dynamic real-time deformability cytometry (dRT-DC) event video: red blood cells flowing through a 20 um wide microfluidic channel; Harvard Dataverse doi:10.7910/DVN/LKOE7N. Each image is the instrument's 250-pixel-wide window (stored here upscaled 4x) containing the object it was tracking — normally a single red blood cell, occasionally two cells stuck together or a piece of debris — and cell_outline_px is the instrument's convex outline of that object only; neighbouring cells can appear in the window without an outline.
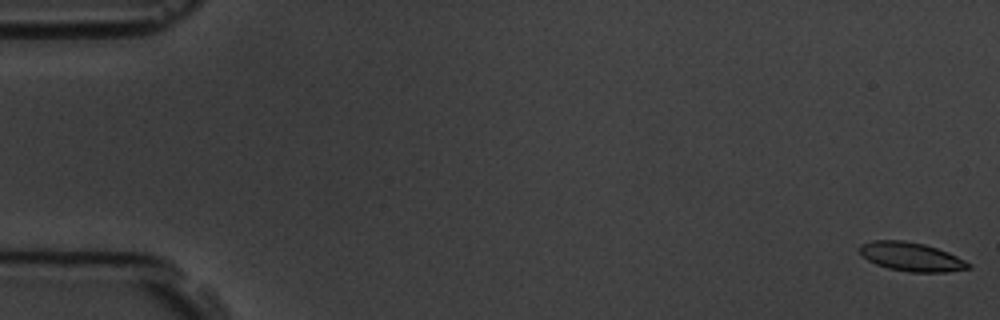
{"species": "common noctule bat (a hibernating species)", "species_latin": "Nyctalus noctula", "temperature_condition": "room temperature", "stored_images_in_passage": 6, "camera_frame_rate_fps": 3000, "um_per_image_px": 0.085, "animal": {"sex": "male", "body_mass_g": 19.5, "forearm_length_mm": 54.6}, "frame": {"image": 1, "passage_image": 1, "time_ms": 0.0, "image_size_px": [1000, 320], "cell_outline_px": [[972, 268], [948, 272], [912, 272], [888, 268], [876, 264], [860, 256], [860, 244], [872, 240], [904, 240], [924, 244], [948, 252], [972, 264]], "centroid_in_image_um": [77.46, 21.82], "position_along_channel_um": 7.5, "area_um2": 18.32}}
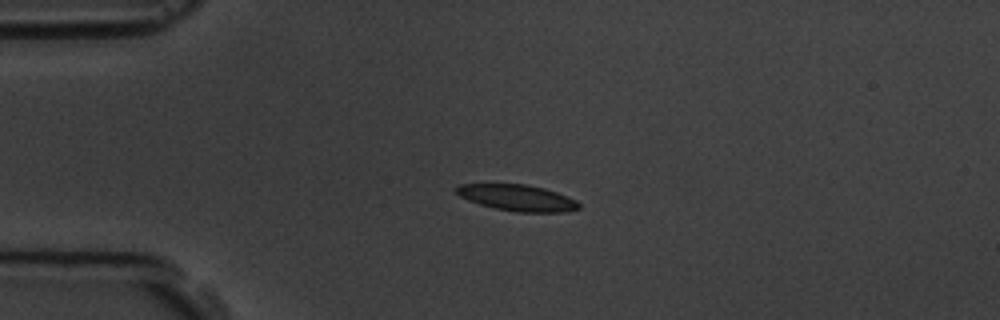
{"frame": {"image": 2, "passage_image": 4, "time_ms": 4.333, "image_size_px": [1000, 320], "cell_outline_px": [[580, 208], [564, 212], [516, 212], [496, 208], [480, 204], [468, 200], [460, 196], [452, 188], [460, 184], [524, 184], [544, 188], [568, 196], [576, 200], [580, 204]], "centroid_in_image_um": [43.97, 16.81], "position_along_channel_um": 41.0, "area_um2": 18.73}}
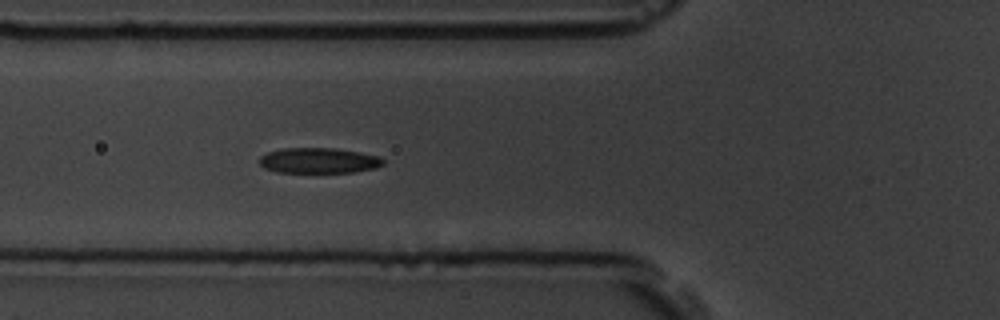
{"frame": {"image": 3, "passage_image": 6, "time_ms": 6.667, "image_size_px": [1000, 320], "cell_outline_px": [[384, 164], [376, 168], [352, 172], [276, 172], [264, 168], [260, 164], [260, 156], [268, 152], [284, 148], [336, 148], [360, 152], [380, 156], [384, 160]], "centroid_in_image_um": [27.11, 13.64], "position_along_channel_um": 98.7, "area_um2": 18.38}}